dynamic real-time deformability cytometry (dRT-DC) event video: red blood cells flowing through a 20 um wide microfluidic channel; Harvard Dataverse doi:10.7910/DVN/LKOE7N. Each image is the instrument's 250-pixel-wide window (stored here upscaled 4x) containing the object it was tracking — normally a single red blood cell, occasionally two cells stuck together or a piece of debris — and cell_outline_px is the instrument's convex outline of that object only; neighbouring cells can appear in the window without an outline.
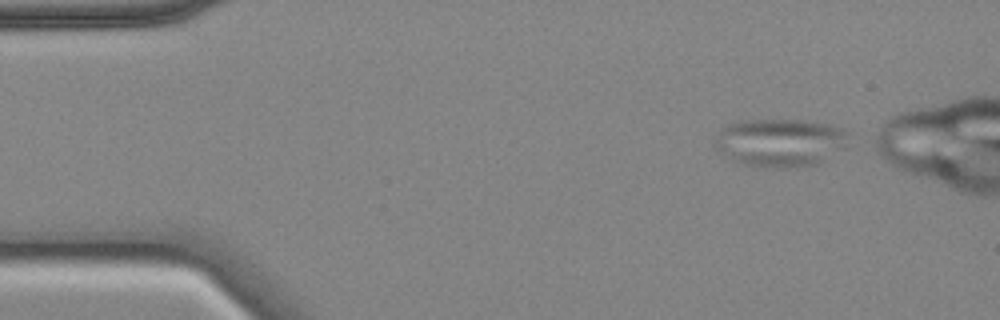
{"species": "common noctule bat (a hibernating species)", "species_latin": "Nyctalus noctula", "temperature_condition": "cold", "stored_images_in_passage": 44, "camera_frame_rate_fps": 3000, "um_per_image_px": 0.085, "animal": {"sex": "female", "body_mass_g": 18.4}, "frame": {"image": 1, "passage_image": 1, "time_ms": 0.0, "image_size_px": [1000, 320], "cell_outline_px": [[848, 148], [820, 164], [744, 164], [720, 152], [712, 144], [720, 132], [724, 128], [732, 124], [752, 120], [796, 120], [820, 124], [840, 128], [848, 132]], "centroid_in_image_um": [66.39, 12.08], "position_along_channel_um": 18.6, "area_um2": 35.89}}
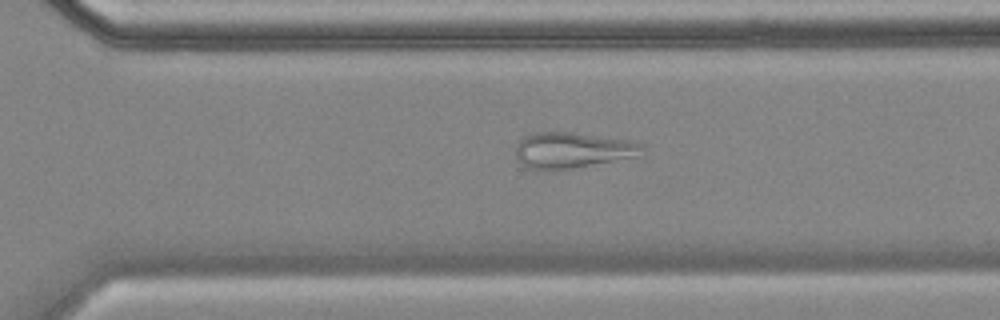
{"frame": {"image": 2, "passage_image": 34, "time_ms": 11.0, "image_size_px": [1000, 320], "cell_outline_px": [[644, 144], [640, 156], [552, 172], [524, 168], [516, 160], [516, 144], [524, 136], [536, 132], [568, 132], [628, 140]], "centroid_in_image_um": [48.59, 12.8], "position_along_channel_um": 322.0, "area_um2": 26.88}}
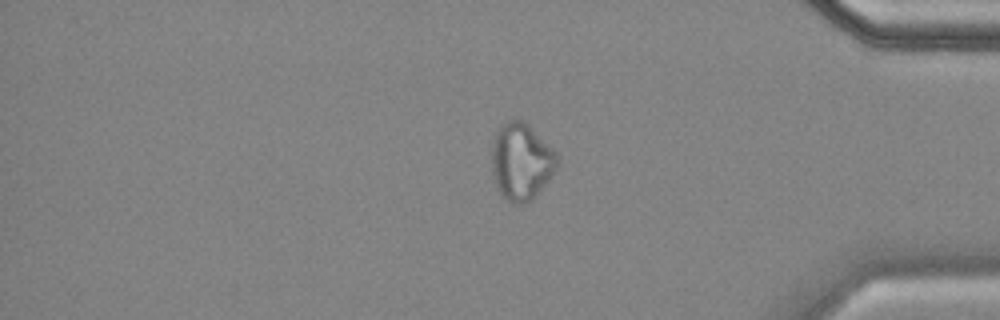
{"frame": {"image": 3, "passage_image": 42, "time_ms": 13.667, "image_size_px": [1000, 320], "cell_outline_px": [[560, 160], [556, 168], [548, 180], [532, 200], [524, 204], [512, 204], [500, 196], [496, 188], [492, 172], [492, 144], [496, 132], [508, 120], [520, 120], [528, 124], [560, 156]], "centroid_in_image_um": [44.3, 13.78], "position_along_channel_um": 390.9, "area_um2": 29.48}}